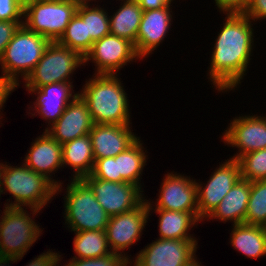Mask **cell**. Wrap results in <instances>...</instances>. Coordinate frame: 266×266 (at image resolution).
Returning <instances> with one entry per match:
<instances>
[{
  "mask_svg": "<svg viewBox=\"0 0 266 266\" xmlns=\"http://www.w3.org/2000/svg\"><path fill=\"white\" fill-rule=\"evenodd\" d=\"M222 29L217 32L212 48L209 76L218 92L235 90L247 74L253 55L254 28L243 13H224Z\"/></svg>",
  "mask_w": 266,
  "mask_h": 266,
  "instance_id": "obj_1",
  "label": "cell"
},
{
  "mask_svg": "<svg viewBox=\"0 0 266 266\" xmlns=\"http://www.w3.org/2000/svg\"><path fill=\"white\" fill-rule=\"evenodd\" d=\"M118 74H93L79 95L88 105L94 124H132L129 99Z\"/></svg>",
  "mask_w": 266,
  "mask_h": 266,
  "instance_id": "obj_2",
  "label": "cell"
},
{
  "mask_svg": "<svg viewBox=\"0 0 266 266\" xmlns=\"http://www.w3.org/2000/svg\"><path fill=\"white\" fill-rule=\"evenodd\" d=\"M9 192L5 207L36 208L42 211L56 196V186L44 175L36 173L22 162V165L4 164L1 194ZM51 200V201H50ZM11 202V203H10Z\"/></svg>",
  "mask_w": 266,
  "mask_h": 266,
  "instance_id": "obj_3",
  "label": "cell"
},
{
  "mask_svg": "<svg viewBox=\"0 0 266 266\" xmlns=\"http://www.w3.org/2000/svg\"><path fill=\"white\" fill-rule=\"evenodd\" d=\"M50 42L48 38L22 25L0 58L1 74L18 88L20 78L24 81L33 71Z\"/></svg>",
  "mask_w": 266,
  "mask_h": 266,
  "instance_id": "obj_4",
  "label": "cell"
},
{
  "mask_svg": "<svg viewBox=\"0 0 266 266\" xmlns=\"http://www.w3.org/2000/svg\"><path fill=\"white\" fill-rule=\"evenodd\" d=\"M64 196V218L71 232L104 231L109 216L95 199L90 186L83 179H71Z\"/></svg>",
  "mask_w": 266,
  "mask_h": 266,
  "instance_id": "obj_5",
  "label": "cell"
},
{
  "mask_svg": "<svg viewBox=\"0 0 266 266\" xmlns=\"http://www.w3.org/2000/svg\"><path fill=\"white\" fill-rule=\"evenodd\" d=\"M4 207L0 214V254L23 259L30 247L43 234L33 217L40 213L36 208ZM32 214V216H31ZM41 234V235H40Z\"/></svg>",
  "mask_w": 266,
  "mask_h": 266,
  "instance_id": "obj_6",
  "label": "cell"
},
{
  "mask_svg": "<svg viewBox=\"0 0 266 266\" xmlns=\"http://www.w3.org/2000/svg\"><path fill=\"white\" fill-rule=\"evenodd\" d=\"M77 8L68 0H25L23 25L55 42L64 34Z\"/></svg>",
  "mask_w": 266,
  "mask_h": 266,
  "instance_id": "obj_7",
  "label": "cell"
},
{
  "mask_svg": "<svg viewBox=\"0 0 266 266\" xmlns=\"http://www.w3.org/2000/svg\"><path fill=\"white\" fill-rule=\"evenodd\" d=\"M85 66L84 57L57 41L50 42L33 71L24 80L25 88H40L41 86L71 82L73 72Z\"/></svg>",
  "mask_w": 266,
  "mask_h": 266,
  "instance_id": "obj_8",
  "label": "cell"
},
{
  "mask_svg": "<svg viewBox=\"0 0 266 266\" xmlns=\"http://www.w3.org/2000/svg\"><path fill=\"white\" fill-rule=\"evenodd\" d=\"M149 216V207L145 199L138 207L109 217L105 232L112 253L121 255L130 262L131 257L124 252L140 240Z\"/></svg>",
  "mask_w": 266,
  "mask_h": 266,
  "instance_id": "obj_9",
  "label": "cell"
},
{
  "mask_svg": "<svg viewBox=\"0 0 266 266\" xmlns=\"http://www.w3.org/2000/svg\"><path fill=\"white\" fill-rule=\"evenodd\" d=\"M173 172L164 174L155 202L146 198L149 209L190 212L199 220L197 179Z\"/></svg>",
  "mask_w": 266,
  "mask_h": 266,
  "instance_id": "obj_10",
  "label": "cell"
},
{
  "mask_svg": "<svg viewBox=\"0 0 266 266\" xmlns=\"http://www.w3.org/2000/svg\"><path fill=\"white\" fill-rule=\"evenodd\" d=\"M219 165L212 172L207 183L196 181L200 222L205 221L225 195L241 179L240 164L237 159L229 157V159Z\"/></svg>",
  "mask_w": 266,
  "mask_h": 266,
  "instance_id": "obj_11",
  "label": "cell"
},
{
  "mask_svg": "<svg viewBox=\"0 0 266 266\" xmlns=\"http://www.w3.org/2000/svg\"><path fill=\"white\" fill-rule=\"evenodd\" d=\"M139 59L132 42L110 33L92 44L84 64L94 63L95 74H117L127 63Z\"/></svg>",
  "mask_w": 266,
  "mask_h": 266,
  "instance_id": "obj_12",
  "label": "cell"
},
{
  "mask_svg": "<svg viewBox=\"0 0 266 266\" xmlns=\"http://www.w3.org/2000/svg\"><path fill=\"white\" fill-rule=\"evenodd\" d=\"M83 180L90 186L95 199L109 217L138 207L145 200L142 188L132 183L104 181L91 174Z\"/></svg>",
  "mask_w": 266,
  "mask_h": 266,
  "instance_id": "obj_13",
  "label": "cell"
},
{
  "mask_svg": "<svg viewBox=\"0 0 266 266\" xmlns=\"http://www.w3.org/2000/svg\"><path fill=\"white\" fill-rule=\"evenodd\" d=\"M197 240L156 239L140 250L130 266H184L196 256Z\"/></svg>",
  "mask_w": 266,
  "mask_h": 266,
  "instance_id": "obj_14",
  "label": "cell"
},
{
  "mask_svg": "<svg viewBox=\"0 0 266 266\" xmlns=\"http://www.w3.org/2000/svg\"><path fill=\"white\" fill-rule=\"evenodd\" d=\"M221 138L225 145L238 148L231 157L237 160L248 152L266 149V117L241 114L230 120Z\"/></svg>",
  "mask_w": 266,
  "mask_h": 266,
  "instance_id": "obj_15",
  "label": "cell"
},
{
  "mask_svg": "<svg viewBox=\"0 0 266 266\" xmlns=\"http://www.w3.org/2000/svg\"><path fill=\"white\" fill-rule=\"evenodd\" d=\"M72 82H60L41 86L40 88H26L30 94L37 96L35 102H32L30 108L33 113L28 112L31 116L35 114L42 116L45 123H48L45 131L51 127L63 114L67 105L79 94L73 90ZM33 106V107H32Z\"/></svg>",
  "mask_w": 266,
  "mask_h": 266,
  "instance_id": "obj_16",
  "label": "cell"
},
{
  "mask_svg": "<svg viewBox=\"0 0 266 266\" xmlns=\"http://www.w3.org/2000/svg\"><path fill=\"white\" fill-rule=\"evenodd\" d=\"M172 0L167 6L161 9L145 10L142 13L139 30L134 44L137 55L143 60L149 54L154 53L158 46L171 30L173 23Z\"/></svg>",
  "mask_w": 266,
  "mask_h": 266,
  "instance_id": "obj_17",
  "label": "cell"
},
{
  "mask_svg": "<svg viewBox=\"0 0 266 266\" xmlns=\"http://www.w3.org/2000/svg\"><path fill=\"white\" fill-rule=\"evenodd\" d=\"M31 143L23 163L49 179L56 186V194H60L64 183L53 179L52 174L55 177L56 171L63 168L62 144L53 139L46 131Z\"/></svg>",
  "mask_w": 266,
  "mask_h": 266,
  "instance_id": "obj_18",
  "label": "cell"
},
{
  "mask_svg": "<svg viewBox=\"0 0 266 266\" xmlns=\"http://www.w3.org/2000/svg\"><path fill=\"white\" fill-rule=\"evenodd\" d=\"M94 126L86 102L78 94L46 132L60 144L85 136Z\"/></svg>",
  "mask_w": 266,
  "mask_h": 266,
  "instance_id": "obj_19",
  "label": "cell"
},
{
  "mask_svg": "<svg viewBox=\"0 0 266 266\" xmlns=\"http://www.w3.org/2000/svg\"><path fill=\"white\" fill-rule=\"evenodd\" d=\"M130 124H94L89 135L96 159L116 157L131 146L139 137Z\"/></svg>",
  "mask_w": 266,
  "mask_h": 266,
  "instance_id": "obj_20",
  "label": "cell"
},
{
  "mask_svg": "<svg viewBox=\"0 0 266 266\" xmlns=\"http://www.w3.org/2000/svg\"><path fill=\"white\" fill-rule=\"evenodd\" d=\"M250 198V181L240 179L205 220L243 224Z\"/></svg>",
  "mask_w": 266,
  "mask_h": 266,
  "instance_id": "obj_21",
  "label": "cell"
},
{
  "mask_svg": "<svg viewBox=\"0 0 266 266\" xmlns=\"http://www.w3.org/2000/svg\"><path fill=\"white\" fill-rule=\"evenodd\" d=\"M95 163L90 135L62 144V164L73 169L71 179H83L92 173ZM72 167V168H71Z\"/></svg>",
  "mask_w": 266,
  "mask_h": 266,
  "instance_id": "obj_22",
  "label": "cell"
},
{
  "mask_svg": "<svg viewBox=\"0 0 266 266\" xmlns=\"http://www.w3.org/2000/svg\"><path fill=\"white\" fill-rule=\"evenodd\" d=\"M151 212L159 215L158 238L198 240L190 234V230L201 222L192 213L163 209H149V215H151Z\"/></svg>",
  "mask_w": 266,
  "mask_h": 266,
  "instance_id": "obj_23",
  "label": "cell"
},
{
  "mask_svg": "<svg viewBox=\"0 0 266 266\" xmlns=\"http://www.w3.org/2000/svg\"><path fill=\"white\" fill-rule=\"evenodd\" d=\"M230 244L245 257L257 259L266 256V227L248 224L232 226Z\"/></svg>",
  "mask_w": 266,
  "mask_h": 266,
  "instance_id": "obj_24",
  "label": "cell"
},
{
  "mask_svg": "<svg viewBox=\"0 0 266 266\" xmlns=\"http://www.w3.org/2000/svg\"><path fill=\"white\" fill-rule=\"evenodd\" d=\"M142 142L139 137L131 146L115 157L117 176H121V182L132 183L141 188V176L147 165V159H149L148 151L145 150Z\"/></svg>",
  "mask_w": 266,
  "mask_h": 266,
  "instance_id": "obj_25",
  "label": "cell"
},
{
  "mask_svg": "<svg viewBox=\"0 0 266 266\" xmlns=\"http://www.w3.org/2000/svg\"><path fill=\"white\" fill-rule=\"evenodd\" d=\"M120 3L119 9L109 16L110 33L135 44L143 10L136 0Z\"/></svg>",
  "mask_w": 266,
  "mask_h": 266,
  "instance_id": "obj_26",
  "label": "cell"
},
{
  "mask_svg": "<svg viewBox=\"0 0 266 266\" xmlns=\"http://www.w3.org/2000/svg\"><path fill=\"white\" fill-rule=\"evenodd\" d=\"M74 233L75 237L73 239V246L76 256H73V258H99L112 254L108 245L105 230H91Z\"/></svg>",
  "mask_w": 266,
  "mask_h": 266,
  "instance_id": "obj_27",
  "label": "cell"
},
{
  "mask_svg": "<svg viewBox=\"0 0 266 266\" xmlns=\"http://www.w3.org/2000/svg\"><path fill=\"white\" fill-rule=\"evenodd\" d=\"M96 5V6H95ZM79 6L76 13L86 22L87 36H90V49L95 41L110 34V20L108 11L97 4Z\"/></svg>",
  "mask_w": 266,
  "mask_h": 266,
  "instance_id": "obj_28",
  "label": "cell"
},
{
  "mask_svg": "<svg viewBox=\"0 0 266 266\" xmlns=\"http://www.w3.org/2000/svg\"><path fill=\"white\" fill-rule=\"evenodd\" d=\"M243 224L266 227V179L250 182V198Z\"/></svg>",
  "mask_w": 266,
  "mask_h": 266,
  "instance_id": "obj_29",
  "label": "cell"
},
{
  "mask_svg": "<svg viewBox=\"0 0 266 266\" xmlns=\"http://www.w3.org/2000/svg\"><path fill=\"white\" fill-rule=\"evenodd\" d=\"M57 42L85 57L90 51V36H87L86 22L76 13Z\"/></svg>",
  "mask_w": 266,
  "mask_h": 266,
  "instance_id": "obj_30",
  "label": "cell"
},
{
  "mask_svg": "<svg viewBox=\"0 0 266 266\" xmlns=\"http://www.w3.org/2000/svg\"><path fill=\"white\" fill-rule=\"evenodd\" d=\"M241 179L247 181L266 179V149L248 152L239 159Z\"/></svg>",
  "mask_w": 266,
  "mask_h": 266,
  "instance_id": "obj_31",
  "label": "cell"
},
{
  "mask_svg": "<svg viewBox=\"0 0 266 266\" xmlns=\"http://www.w3.org/2000/svg\"><path fill=\"white\" fill-rule=\"evenodd\" d=\"M69 262V263H68ZM129 261L118 254H109L99 258H71L63 266H128Z\"/></svg>",
  "mask_w": 266,
  "mask_h": 266,
  "instance_id": "obj_32",
  "label": "cell"
},
{
  "mask_svg": "<svg viewBox=\"0 0 266 266\" xmlns=\"http://www.w3.org/2000/svg\"><path fill=\"white\" fill-rule=\"evenodd\" d=\"M91 175L104 181L121 182V176H117L115 157L96 159Z\"/></svg>",
  "mask_w": 266,
  "mask_h": 266,
  "instance_id": "obj_33",
  "label": "cell"
},
{
  "mask_svg": "<svg viewBox=\"0 0 266 266\" xmlns=\"http://www.w3.org/2000/svg\"><path fill=\"white\" fill-rule=\"evenodd\" d=\"M25 0H0V20L24 21Z\"/></svg>",
  "mask_w": 266,
  "mask_h": 266,
  "instance_id": "obj_34",
  "label": "cell"
},
{
  "mask_svg": "<svg viewBox=\"0 0 266 266\" xmlns=\"http://www.w3.org/2000/svg\"><path fill=\"white\" fill-rule=\"evenodd\" d=\"M24 21H3L0 20V58L6 46L14 37L15 33L23 25Z\"/></svg>",
  "mask_w": 266,
  "mask_h": 266,
  "instance_id": "obj_35",
  "label": "cell"
},
{
  "mask_svg": "<svg viewBox=\"0 0 266 266\" xmlns=\"http://www.w3.org/2000/svg\"><path fill=\"white\" fill-rule=\"evenodd\" d=\"M243 14L254 22L266 19V0H249Z\"/></svg>",
  "mask_w": 266,
  "mask_h": 266,
  "instance_id": "obj_36",
  "label": "cell"
},
{
  "mask_svg": "<svg viewBox=\"0 0 266 266\" xmlns=\"http://www.w3.org/2000/svg\"><path fill=\"white\" fill-rule=\"evenodd\" d=\"M60 253L49 249L47 252L40 254L35 257L33 260L28 262L26 266H58L60 265V261L63 259Z\"/></svg>",
  "mask_w": 266,
  "mask_h": 266,
  "instance_id": "obj_37",
  "label": "cell"
},
{
  "mask_svg": "<svg viewBox=\"0 0 266 266\" xmlns=\"http://www.w3.org/2000/svg\"><path fill=\"white\" fill-rule=\"evenodd\" d=\"M219 12L243 13L249 0H214Z\"/></svg>",
  "mask_w": 266,
  "mask_h": 266,
  "instance_id": "obj_38",
  "label": "cell"
},
{
  "mask_svg": "<svg viewBox=\"0 0 266 266\" xmlns=\"http://www.w3.org/2000/svg\"><path fill=\"white\" fill-rule=\"evenodd\" d=\"M16 86L6 77H4L2 74L0 75V119H2L3 111L2 108L5 107L6 100H8V97L10 94L16 90ZM4 106V107H3Z\"/></svg>",
  "mask_w": 266,
  "mask_h": 266,
  "instance_id": "obj_39",
  "label": "cell"
},
{
  "mask_svg": "<svg viewBox=\"0 0 266 266\" xmlns=\"http://www.w3.org/2000/svg\"><path fill=\"white\" fill-rule=\"evenodd\" d=\"M143 11L161 9L167 6L172 0H136Z\"/></svg>",
  "mask_w": 266,
  "mask_h": 266,
  "instance_id": "obj_40",
  "label": "cell"
},
{
  "mask_svg": "<svg viewBox=\"0 0 266 266\" xmlns=\"http://www.w3.org/2000/svg\"><path fill=\"white\" fill-rule=\"evenodd\" d=\"M19 260H21V257L0 254V266H11V263H17Z\"/></svg>",
  "mask_w": 266,
  "mask_h": 266,
  "instance_id": "obj_41",
  "label": "cell"
},
{
  "mask_svg": "<svg viewBox=\"0 0 266 266\" xmlns=\"http://www.w3.org/2000/svg\"><path fill=\"white\" fill-rule=\"evenodd\" d=\"M77 7H79V6H89V5H91L90 4V2L92 1H94V2H99V1H96V0H71Z\"/></svg>",
  "mask_w": 266,
  "mask_h": 266,
  "instance_id": "obj_42",
  "label": "cell"
},
{
  "mask_svg": "<svg viewBox=\"0 0 266 266\" xmlns=\"http://www.w3.org/2000/svg\"><path fill=\"white\" fill-rule=\"evenodd\" d=\"M199 259H197V257H193L187 264H185L184 266H202L201 262L198 261Z\"/></svg>",
  "mask_w": 266,
  "mask_h": 266,
  "instance_id": "obj_43",
  "label": "cell"
},
{
  "mask_svg": "<svg viewBox=\"0 0 266 266\" xmlns=\"http://www.w3.org/2000/svg\"><path fill=\"white\" fill-rule=\"evenodd\" d=\"M3 168H4V162L3 163H0V197H2L1 195V186H2V171H3Z\"/></svg>",
  "mask_w": 266,
  "mask_h": 266,
  "instance_id": "obj_44",
  "label": "cell"
}]
</instances>
